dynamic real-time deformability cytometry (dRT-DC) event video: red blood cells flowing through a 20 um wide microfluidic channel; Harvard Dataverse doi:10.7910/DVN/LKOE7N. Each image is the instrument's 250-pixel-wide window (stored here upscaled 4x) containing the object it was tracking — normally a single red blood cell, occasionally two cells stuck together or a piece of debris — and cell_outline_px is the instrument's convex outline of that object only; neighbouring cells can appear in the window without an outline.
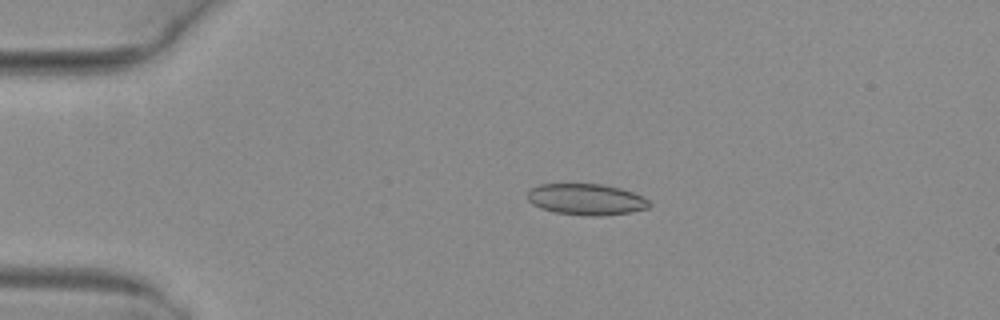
{"species": "common noctule bat (a hibernating species)", "species_latin": "Nyctalus noctula", "temperature_condition": "warm", "stored_images_in_passage": 52, "camera_frame_rate_fps": 3000, "um_per_image_px": 0.085, "animal": {"sex": "female", "body_mass_g": 29.2, "forearm_length_mm": 56.3}, "frame": {"image": 1, "passage_image": 12, "time_ms": 3.667, "image_size_px": [1000, 320], "cell_outline_px": [[652, 204], [648, 208], [628, 212], [600, 216], [588, 216], [556, 212], [540, 208], [532, 204], [528, 200], [528, 192], [532, 188], [540, 184], [604, 184], [620, 188], [632, 192], [648, 200]], "centroid_in_image_um": [49.82, 16.94], "position_along_channel_um": 35.2, "area_um2": 22.02}}
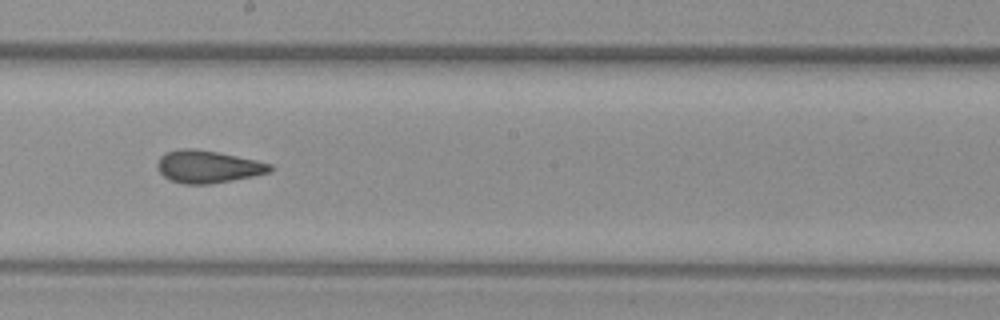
{"frame": {"image": 2, "passage_image": 30, "time_ms": 9.667, "image_size_px": [1000, 320], "cell_outline_px": [[272, 168], [268, 172], [252, 176], [232, 180], [208, 184], [184, 184], [168, 180], [156, 168], [156, 164], [160, 156], [164, 152], [180, 148], [196, 148], [256, 160], [272, 164]], "centroid_in_image_um": [17.59, 14.16], "position_along_channel_um": 230.6, "area_um2": 21.33}}
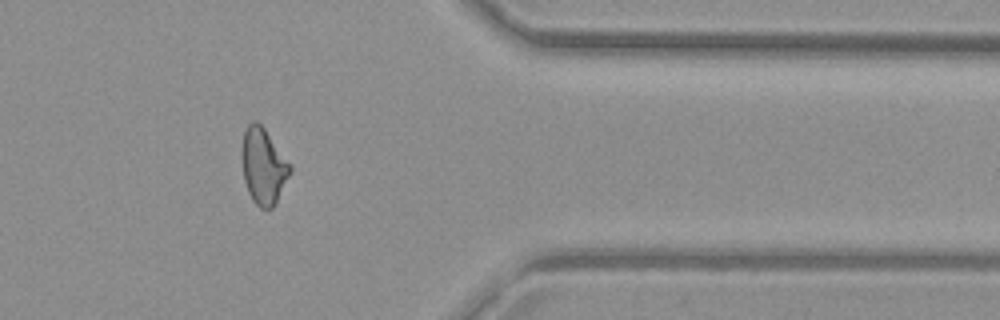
{"frame": {"image": 3, "passage_image": 43, "time_ms": 14.0, "image_size_px": [1000, 320], "cell_outline_px": [[292, 172], [276, 204], [272, 208], [260, 208], [252, 200], [248, 192], [244, 180], [244, 132], [248, 124], [252, 120], [256, 120], [264, 128], [292, 168]], "centroid_in_image_um": [22.43, 14.18], "position_along_channel_um": 389.0, "area_um2": 20.75}, "authors_computed_cell_mechanics": {"area_um2": 21.7039, "velocity_mm_per_s": 4.0482, "shape_relaxation_time_tau1_ms": null, "shape_relaxation_time_tau2_ms": 1.4976, "deformation_change_tau1": null, "deformation_change_tau2": 0.0796}}